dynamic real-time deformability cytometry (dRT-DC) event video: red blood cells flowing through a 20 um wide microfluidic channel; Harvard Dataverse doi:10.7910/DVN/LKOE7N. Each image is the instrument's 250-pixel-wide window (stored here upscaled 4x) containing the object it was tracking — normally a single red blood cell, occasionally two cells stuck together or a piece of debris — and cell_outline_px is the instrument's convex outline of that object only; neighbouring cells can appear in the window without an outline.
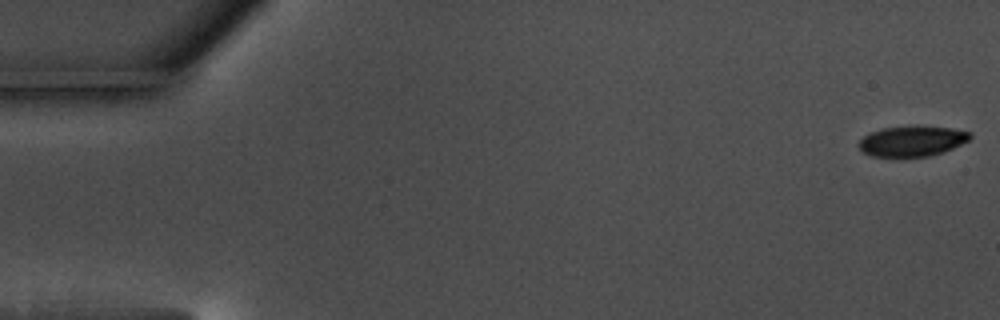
{"species": "common noctule bat (a hibernating species)", "species_latin": "Nyctalus noctula", "temperature_condition": "warm", "stored_images_in_passage": 58, "camera_frame_rate_fps": 3000, "um_per_image_px": 0.085, "animal": {"sex": "male", "body_mass_g": 17.5, "forearm_length_mm": 52.3}, "frame": {"image": 1, "passage_image": 1, "time_ms": 0.0, "image_size_px": [1000, 320], "cell_outline_px": [[972, 136], [968, 140], [944, 152], [928, 156], [872, 156], [864, 152], [856, 144], [864, 136], [872, 132], [884, 128], [952, 128], [972, 132]], "centroid_in_image_um": [77.53, 12.02], "position_along_channel_um": 7.5, "area_um2": 18.9}}
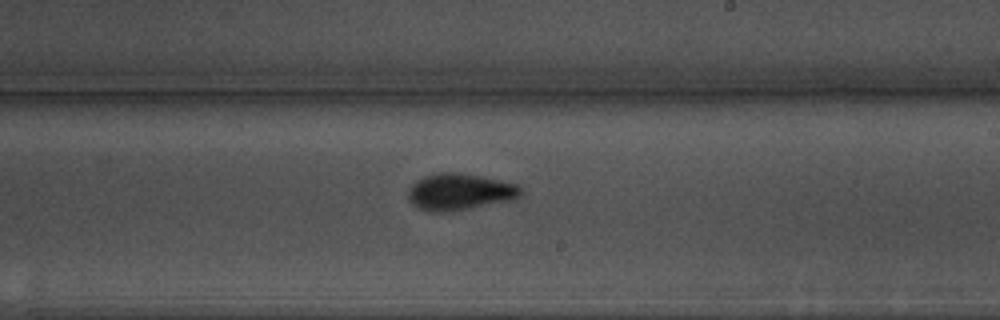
{"frame": {"image": 2, "passage_image": 34, "time_ms": 11.0, "image_size_px": [1000, 320], "cell_outline_px": [[524, 192], [520, 196], [508, 200], [464, 208], [440, 212], [420, 208], [412, 204], [408, 200], [408, 192], [412, 184], [416, 180], [424, 176], [436, 172], [456, 172], [480, 176], [520, 184], [524, 188]], "centroid_in_image_um": [39.08, 16.26], "position_along_channel_um": 249.9, "area_um2": 23.64}}
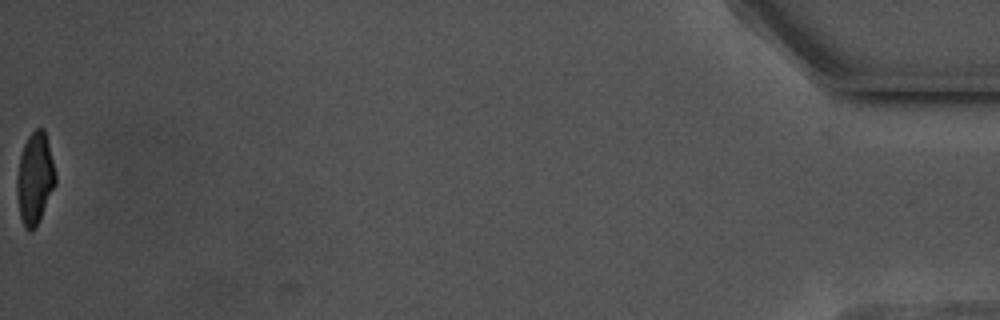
{"frame": {"image": 3, "passage_image": 58, "time_ms": 19.0, "image_size_px": [1000, 320], "cell_outline_px": [[56, 184], [40, 220], [36, 228], [32, 232], [28, 232], [24, 228], [20, 216], [16, 192], [16, 176], [20, 156], [24, 144], [28, 136], [36, 128], [44, 128], [56, 172]], "centroid_in_image_um": [2.96, 15.21], "position_along_channel_um": 432.2, "area_um2": 20.92}, "authors_computed_cell_mechanics": {"area_um2": 21.9351, "velocity_mm_per_s": 3.5514, "shape_relaxation_time_tau1_ms": 3.521, "shape_relaxation_time_tau2_ms": 1.2059, "deformation_change_tau1": 0.1421, "deformation_change_tau2": 0.0685}}